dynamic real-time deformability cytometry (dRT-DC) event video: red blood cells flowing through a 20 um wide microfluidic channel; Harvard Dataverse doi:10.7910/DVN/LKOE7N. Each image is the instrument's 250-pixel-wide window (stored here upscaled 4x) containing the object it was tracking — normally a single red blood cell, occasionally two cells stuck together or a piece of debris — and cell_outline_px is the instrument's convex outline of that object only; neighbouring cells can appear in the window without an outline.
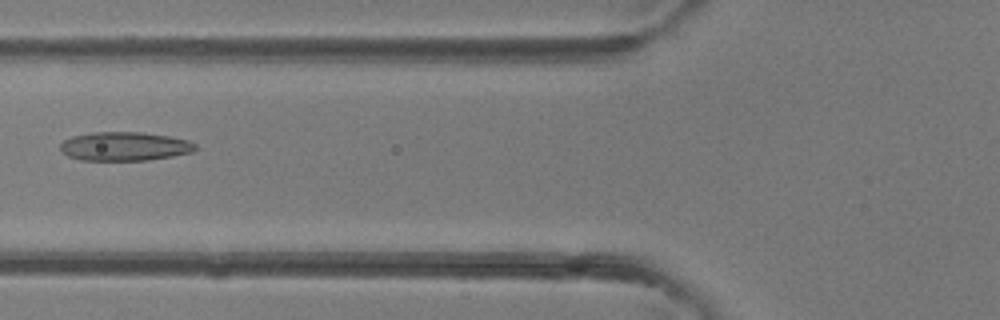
{"species": "common noctule bat (a hibernating species)", "species_latin": "Nyctalus noctula", "temperature_condition": "room temperature", "stored_images_in_passage": 5, "camera_frame_rate_fps": 3000, "um_per_image_px": 0.085, "animal": {"sex": "female"}, "frame": {"image": 1, "passage_image": 5, "time_ms": 4.333, "image_size_px": [1000, 320], "cell_outline_px": [[196, 148], [192, 152], [172, 156], [148, 160], [80, 160], [68, 156], [60, 148], [60, 144], [64, 140], [72, 136], [92, 132], [140, 132], [168, 136], [188, 140], [196, 144]], "centroid_in_image_um": [10.58, 12.44], "position_along_channel_um": 115.2, "area_um2": 22.6}}